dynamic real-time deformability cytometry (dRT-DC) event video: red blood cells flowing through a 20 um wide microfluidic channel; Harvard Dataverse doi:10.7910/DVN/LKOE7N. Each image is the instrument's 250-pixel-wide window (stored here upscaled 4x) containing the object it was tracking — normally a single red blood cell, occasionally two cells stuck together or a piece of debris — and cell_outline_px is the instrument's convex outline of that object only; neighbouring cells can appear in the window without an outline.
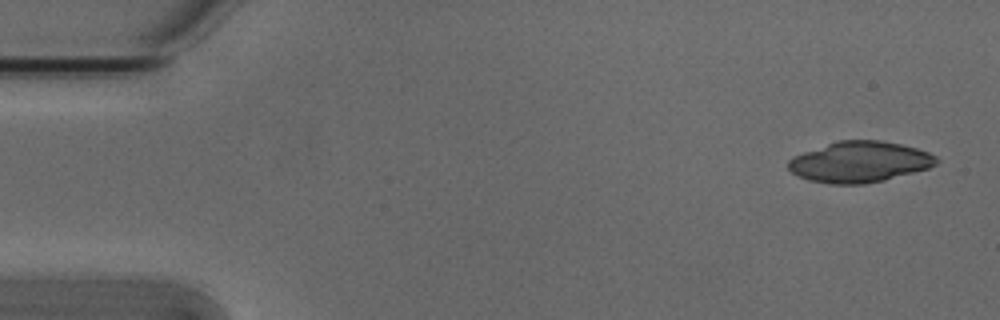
{"species": "Egyptian fruit bat (a non-hibernating species)", "species_latin": "Rousettus aegyptiacus", "temperature_condition": "cold", "stored_images_in_passage": 6, "camera_frame_rate_fps": 3000, "um_per_image_px": 0.085, "animal": {"sex": "male"}, "frame": {"image": 1, "passage_image": 1, "time_ms": 0.0, "image_size_px": [1000, 320], "cell_outline_px": [[940, 160], [936, 164], [928, 168], [884, 180], [864, 184], [832, 184], [812, 180], [800, 176], [792, 172], [788, 168], [788, 160], [804, 152], [840, 140], [880, 140], [900, 144], [916, 148], [928, 152], [936, 156]], "centroid_in_image_um": [73.1, 13.76], "position_along_channel_um": 11.9, "area_um2": 34.8}}